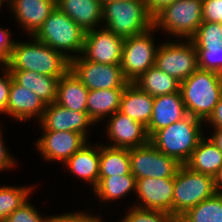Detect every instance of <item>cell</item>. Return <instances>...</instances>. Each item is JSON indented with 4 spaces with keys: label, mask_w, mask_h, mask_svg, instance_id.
<instances>
[{
    "label": "cell",
    "mask_w": 222,
    "mask_h": 222,
    "mask_svg": "<svg viewBox=\"0 0 222 222\" xmlns=\"http://www.w3.org/2000/svg\"><path fill=\"white\" fill-rule=\"evenodd\" d=\"M178 222H222V193H215L187 210Z\"/></svg>",
    "instance_id": "f546056e"
},
{
    "label": "cell",
    "mask_w": 222,
    "mask_h": 222,
    "mask_svg": "<svg viewBox=\"0 0 222 222\" xmlns=\"http://www.w3.org/2000/svg\"><path fill=\"white\" fill-rule=\"evenodd\" d=\"M203 136L185 163L191 170L214 177L222 165V152L210 140Z\"/></svg>",
    "instance_id": "484cf974"
},
{
    "label": "cell",
    "mask_w": 222,
    "mask_h": 222,
    "mask_svg": "<svg viewBox=\"0 0 222 222\" xmlns=\"http://www.w3.org/2000/svg\"><path fill=\"white\" fill-rule=\"evenodd\" d=\"M216 193H222V165L213 177Z\"/></svg>",
    "instance_id": "ee69618b"
},
{
    "label": "cell",
    "mask_w": 222,
    "mask_h": 222,
    "mask_svg": "<svg viewBox=\"0 0 222 222\" xmlns=\"http://www.w3.org/2000/svg\"><path fill=\"white\" fill-rule=\"evenodd\" d=\"M42 131H74L89 137L90 126L95 122L87 112L69 110L56 102L48 104L38 121Z\"/></svg>",
    "instance_id": "2e32d148"
},
{
    "label": "cell",
    "mask_w": 222,
    "mask_h": 222,
    "mask_svg": "<svg viewBox=\"0 0 222 222\" xmlns=\"http://www.w3.org/2000/svg\"><path fill=\"white\" fill-rule=\"evenodd\" d=\"M100 144L88 142L75 152L63 165L78 179L89 183L94 190L99 183Z\"/></svg>",
    "instance_id": "ffe728a7"
},
{
    "label": "cell",
    "mask_w": 222,
    "mask_h": 222,
    "mask_svg": "<svg viewBox=\"0 0 222 222\" xmlns=\"http://www.w3.org/2000/svg\"><path fill=\"white\" fill-rule=\"evenodd\" d=\"M13 80L34 92L46 105L56 102L59 78L26 70H9Z\"/></svg>",
    "instance_id": "cb8c5ba5"
},
{
    "label": "cell",
    "mask_w": 222,
    "mask_h": 222,
    "mask_svg": "<svg viewBox=\"0 0 222 222\" xmlns=\"http://www.w3.org/2000/svg\"><path fill=\"white\" fill-rule=\"evenodd\" d=\"M101 27L85 33L81 55L92 62L121 65L124 38Z\"/></svg>",
    "instance_id": "7c38bea8"
},
{
    "label": "cell",
    "mask_w": 222,
    "mask_h": 222,
    "mask_svg": "<svg viewBox=\"0 0 222 222\" xmlns=\"http://www.w3.org/2000/svg\"><path fill=\"white\" fill-rule=\"evenodd\" d=\"M3 3L4 1L7 2V6H10L15 0H2Z\"/></svg>",
    "instance_id": "f6af8a7d"
},
{
    "label": "cell",
    "mask_w": 222,
    "mask_h": 222,
    "mask_svg": "<svg viewBox=\"0 0 222 222\" xmlns=\"http://www.w3.org/2000/svg\"><path fill=\"white\" fill-rule=\"evenodd\" d=\"M106 134L110 144L107 146L115 148H135L150 142L146 126L135 121L120 111L108 117Z\"/></svg>",
    "instance_id": "9a60e30c"
},
{
    "label": "cell",
    "mask_w": 222,
    "mask_h": 222,
    "mask_svg": "<svg viewBox=\"0 0 222 222\" xmlns=\"http://www.w3.org/2000/svg\"><path fill=\"white\" fill-rule=\"evenodd\" d=\"M176 0H146L147 9L149 13L154 17L165 6L175 2Z\"/></svg>",
    "instance_id": "b9f144b4"
},
{
    "label": "cell",
    "mask_w": 222,
    "mask_h": 222,
    "mask_svg": "<svg viewBox=\"0 0 222 222\" xmlns=\"http://www.w3.org/2000/svg\"><path fill=\"white\" fill-rule=\"evenodd\" d=\"M1 125H0V171H7L13 168L16 164V160L14 157L12 158V154L9 153L8 149L6 148V144L3 141V133L1 130Z\"/></svg>",
    "instance_id": "ab89813d"
},
{
    "label": "cell",
    "mask_w": 222,
    "mask_h": 222,
    "mask_svg": "<svg viewBox=\"0 0 222 222\" xmlns=\"http://www.w3.org/2000/svg\"><path fill=\"white\" fill-rule=\"evenodd\" d=\"M88 141L82 134L74 131H42L35 147L45 161L65 163Z\"/></svg>",
    "instance_id": "4fadbf2b"
},
{
    "label": "cell",
    "mask_w": 222,
    "mask_h": 222,
    "mask_svg": "<svg viewBox=\"0 0 222 222\" xmlns=\"http://www.w3.org/2000/svg\"><path fill=\"white\" fill-rule=\"evenodd\" d=\"M56 7L85 32L96 29L102 24L103 3L101 0H56Z\"/></svg>",
    "instance_id": "44dd1931"
},
{
    "label": "cell",
    "mask_w": 222,
    "mask_h": 222,
    "mask_svg": "<svg viewBox=\"0 0 222 222\" xmlns=\"http://www.w3.org/2000/svg\"><path fill=\"white\" fill-rule=\"evenodd\" d=\"M15 40L11 38V31L0 27V67L9 62Z\"/></svg>",
    "instance_id": "f35d334b"
},
{
    "label": "cell",
    "mask_w": 222,
    "mask_h": 222,
    "mask_svg": "<svg viewBox=\"0 0 222 222\" xmlns=\"http://www.w3.org/2000/svg\"><path fill=\"white\" fill-rule=\"evenodd\" d=\"M212 129L214 130L212 132V135L210 136V140L222 152V128H212Z\"/></svg>",
    "instance_id": "7bdbcfd3"
},
{
    "label": "cell",
    "mask_w": 222,
    "mask_h": 222,
    "mask_svg": "<svg viewBox=\"0 0 222 222\" xmlns=\"http://www.w3.org/2000/svg\"><path fill=\"white\" fill-rule=\"evenodd\" d=\"M125 213L126 216L119 222H178V219L172 213L142 209L134 205Z\"/></svg>",
    "instance_id": "d6a6232c"
},
{
    "label": "cell",
    "mask_w": 222,
    "mask_h": 222,
    "mask_svg": "<svg viewBox=\"0 0 222 222\" xmlns=\"http://www.w3.org/2000/svg\"><path fill=\"white\" fill-rule=\"evenodd\" d=\"M190 40L196 49H221L222 23L203 21Z\"/></svg>",
    "instance_id": "1f68e13d"
},
{
    "label": "cell",
    "mask_w": 222,
    "mask_h": 222,
    "mask_svg": "<svg viewBox=\"0 0 222 222\" xmlns=\"http://www.w3.org/2000/svg\"><path fill=\"white\" fill-rule=\"evenodd\" d=\"M153 103L154 97L130 82L122 92L119 111L147 127L152 115Z\"/></svg>",
    "instance_id": "7402d4cb"
},
{
    "label": "cell",
    "mask_w": 222,
    "mask_h": 222,
    "mask_svg": "<svg viewBox=\"0 0 222 222\" xmlns=\"http://www.w3.org/2000/svg\"><path fill=\"white\" fill-rule=\"evenodd\" d=\"M88 91L69 70L58 81L56 103L69 110L87 112Z\"/></svg>",
    "instance_id": "603a6c76"
},
{
    "label": "cell",
    "mask_w": 222,
    "mask_h": 222,
    "mask_svg": "<svg viewBox=\"0 0 222 222\" xmlns=\"http://www.w3.org/2000/svg\"><path fill=\"white\" fill-rule=\"evenodd\" d=\"M215 193L213 177L193 171L182 164L174 177L173 215L178 219L187 210Z\"/></svg>",
    "instance_id": "52a82bcc"
},
{
    "label": "cell",
    "mask_w": 222,
    "mask_h": 222,
    "mask_svg": "<svg viewBox=\"0 0 222 222\" xmlns=\"http://www.w3.org/2000/svg\"><path fill=\"white\" fill-rule=\"evenodd\" d=\"M102 24L115 35L128 38L153 28V16L146 0H111L103 3Z\"/></svg>",
    "instance_id": "3957f363"
},
{
    "label": "cell",
    "mask_w": 222,
    "mask_h": 222,
    "mask_svg": "<svg viewBox=\"0 0 222 222\" xmlns=\"http://www.w3.org/2000/svg\"><path fill=\"white\" fill-rule=\"evenodd\" d=\"M202 22V0H176L153 17L155 29L182 40H190Z\"/></svg>",
    "instance_id": "8992f818"
},
{
    "label": "cell",
    "mask_w": 222,
    "mask_h": 222,
    "mask_svg": "<svg viewBox=\"0 0 222 222\" xmlns=\"http://www.w3.org/2000/svg\"><path fill=\"white\" fill-rule=\"evenodd\" d=\"M132 174L129 149L100 145L99 176Z\"/></svg>",
    "instance_id": "f1b7e54d"
},
{
    "label": "cell",
    "mask_w": 222,
    "mask_h": 222,
    "mask_svg": "<svg viewBox=\"0 0 222 222\" xmlns=\"http://www.w3.org/2000/svg\"><path fill=\"white\" fill-rule=\"evenodd\" d=\"M50 222H103L102 218L87 212H67L60 215H53Z\"/></svg>",
    "instance_id": "8d00e7d4"
},
{
    "label": "cell",
    "mask_w": 222,
    "mask_h": 222,
    "mask_svg": "<svg viewBox=\"0 0 222 222\" xmlns=\"http://www.w3.org/2000/svg\"><path fill=\"white\" fill-rule=\"evenodd\" d=\"M153 27L145 33L124 38L121 69L124 77L133 83L142 73L155 66L159 45H155Z\"/></svg>",
    "instance_id": "9c48e42d"
},
{
    "label": "cell",
    "mask_w": 222,
    "mask_h": 222,
    "mask_svg": "<svg viewBox=\"0 0 222 222\" xmlns=\"http://www.w3.org/2000/svg\"><path fill=\"white\" fill-rule=\"evenodd\" d=\"M202 122L200 119L187 115L182 120L158 130L150 138V143L162 153L185 164L204 136Z\"/></svg>",
    "instance_id": "277c9868"
},
{
    "label": "cell",
    "mask_w": 222,
    "mask_h": 222,
    "mask_svg": "<svg viewBox=\"0 0 222 222\" xmlns=\"http://www.w3.org/2000/svg\"><path fill=\"white\" fill-rule=\"evenodd\" d=\"M70 70L88 90L125 88L130 83L121 65L92 62L81 55L70 61Z\"/></svg>",
    "instance_id": "8fae6325"
},
{
    "label": "cell",
    "mask_w": 222,
    "mask_h": 222,
    "mask_svg": "<svg viewBox=\"0 0 222 222\" xmlns=\"http://www.w3.org/2000/svg\"><path fill=\"white\" fill-rule=\"evenodd\" d=\"M187 115L180 91L154 97L152 115L146 127L149 137L151 138L158 130L182 120Z\"/></svg>",
    "instance_id": "e0dca14e"
},
{
    "label": "cell",
    "mask_w": 222,
    "mask_h": 222,
    "mask_svg": "<svg viewBox=\"0 0 222 222\" xmlns=\"http://www.w3.org/2000/svg\"><path fill=\"white\" fill-rule=\"evenodd\" d=\"M205 123L210 124L212 128H222V96Z\"/></svg>",
    "instance_id": "60d3db41"
},
{
    "label": "cell",
    "mask_w": 222,
    "mask_h": 222,
    "mask_svg": "<svg viewBox=\"0 0 222 222\" xmlns=\"http://www.w3.org/2000/svg\"><path fill=\"white\" fill-rule=\"evenodd\" d=\"M33 187L0 186V221L4 222L9 214L19 208L32 195Z\"/></svg>",
    "instance_id": "4dcf8cb0"
},
{
    "label": "cell",
    "mask_w": 222,
    "mask_h": 222,
    "mask_svg": "<svg viewBox=\"0 0 222 222\" xmlns=\"http://www.w3.org/2000/svg\"><path fill=\"white\" fill-rule=\"evenodd\" d=\"M200 69L213 71L222 75V48L196 49Z\"/></svg>",
    "instance_id": "e575fe53"
},
{
    "label": "cell",
    "mask_w": 222,
    "mask_h": 222,
    "mask_svg": "<svg viewBox=\"0 0 222 222\" xmlns=\"http://www.w3.org/2000/svg\"><path fill=\"white\" fill-rule=\"evenodd\" d=\"M4 4H5V3H3L2 0H0V9H1L2 5H4Z\"/></svg>",
    "instance_id": "bcb514c9"
},
{
    "label": "cell",
    "mask_w": 222,
    "mask_h": 222,
    "mask_svg": "<svg viewBox=\"0 0 222 222\" xmlns=\"http://www.w3.org/2000/svg\"><path fill=\"white\" fill-rule=\"evenodd\" d=\"M155 66L181 83L199 68L195 45L191 40L159 44Z\"/></svg>",
    "instance_id": "ba28073f"
},
{
    "label": "cell",
    "mask_w": 222,
    "mask_h": 222,
    "mask_svg": "<svg viewBox=\"0 0 222 222\" xmlns=\"http://www.w3.org/2000/svg\"><path fill=\"white\" fill-rule=\"evenodd\" d=\"M56 8V0H15L8 9L28 36L34 35Z\"/></svg>",
    "instance_id": "ac0fdd59"
},
{
    "label": "cell",
    "mask_w": 222,
    "mask_h": 222,
    "mask_svg": "<svg viewBox=\"0 0 222 222\" xmlns=\"http://www.w3.org/2000/svg\"><path fill=\"white\" fill-rule=\"evenodd\" d=\"M202 19L222 23V0H202Z\"/></svg>",
    "instance_id": "d590c367"
},
{
    "label": "cell",
    "mask_w": 222,
    "mask_h": 222,
    "mask_svg": "<svg viewBox=\"0 0 222 222\" xmlns=\"http://www.w3.org/2000/svg\"><path fill=\"white\" fill-rule=\"evenodd\" d=\"M2 76H0V114L6 115V107L9 100L10 86L12 82V75L6 66H1Z\"/></svg>",
    "instance_id": "74e56055"
},
{
    "label": "cell",
    "mask_w": 222,
    "mask_h": 222,
    "mask_svg": "<svg viewBox=\"0 0 222 222\" xmlns=\"http://www.w3.org/2000/svg\"><path fill=\"white\" fill-rule=\"evenodd\" d=\"M123 90L124 88H112L88 91L87 113L95 125L119 111Z\"/></svg>",
    "instance_id": "d4e9b609"
},
{
    "label": "cell",
    "mask_w": 222,
    "mask_h": 222,
    "mask_svg": "<svg viewBox=\"0 0 222 222\" xmlns=\"http://www.w3.org/2000/svg\"><path fill=\"white\" fill-rule=\"evenodd\" d=\"M135 195L136 207L173 214L174 178L136 179Z\"/></svg>",
    "instance_id": "5bb4252c"
},
{
    "label": "cell",
    "mask_w": 222,
    "mask_h": 222,
    "mask_svg": "<svg viewBox=\"0 0 222 222\" xmlns=\"http://www.w3.org/2000/svg\"><path fill=\"white\" fill-rule=\"evenodd\" d=\"M46 106L34 92L17 84L12 79L6 115L17 119L18 122H26L30 118H36L39 121Z\"/></svg>",
    "instance_id": "d6986e66"
},
{
    "label": "cell",
    "mask_w": 222,
    "mask_h": 222,
    "mask_svg": "<svg viewBox=\"0 0 222 222\" xmlns=\"http://www.w3.org/2000/svg\"><path fill=\"white\" fill-rule=\"evenodd\" d=\"M28 42L15 41L9 62V70H26L38 74L58 77L70 70V60L62 53L41 43L33 35Z\"/></svg>",
    "instance_id": "6da1fadb"
},
{
    "label": "cell",
    "mask_w": 222,
    "mask_h": 222,
    "mask_svg": "<svg viewBox=\"0 0 222 222\" xmlns=\"http://www.w3.org/2000/svg\"><path fill=\"white\" fill-rule=\"evenodd\" d=\"M188 115L205 122L222 96V75L198 68L180 83Z\"/></svg>",
    "instance_id": "7a4b0ae2"
},
{
    "label": "cell",
    "mask_w": 222,
    "mask_h": 222,
    "mask_svg": "<svg viewBox=\"0 0 222 222\" xmlns=\"http://www.w3.org/2000/svg\"><path fill=\"white\" fill-rule=\"evenodd\" d=\"M131 173L136 179L174 178L181 167V163L174 157L159 151L150 142L146 145L130 148Z\"/></svg>",
    "instance_id": "30bf717a"
},
{
    "label": "cell",
    "mask_w": 222,
    "mask_h": 222,
    "mask_svg": "<svg viewBox=\"0 0 222 222\" xmlns=\"http://www.w3.org/2000/svg\"><path fill=\"white\" fill-rule=\"evenodd\" d=\"M107 1H111V0H101L102 3H105V2H107Z\"/></svg>",
    "instance_id": "7dc6e473"
},
{
    "label": "cell",
    "mask_w": 222,
    "mask_h": 222,
    "mask_svg": "<svg viewBox=\"0 0 222 222\" xmlns=\"http://www.w3.org/2000/svg\"><path fill=\"white\" fill-rule=\"evenodd\" d=\"M133 83L152 97L180 91V82L156 66L142 73Z\"/></svg>",
    "instance_id": "4316f807"
},
{
    "label": "cell",
    "mask_w": 222,
    "mask_h": 222,
    "mask_svg": "<svg viewBox=\"0 0 222 222\" xmlns=\"http://www.w3.org/2000/svg\"><path fill=\"white\" fill-rule=\"evenodd\" d=\"M93 191L100 203L119 200L129 192H136V178L133 174L99 176V183Z\"/></svg>",
    "instance_id": "83f0119b"
},
{
    "label": "cell",
    "mask_w": 222,
    "mask_h": 222,
    "mask_svg": "<svg viewBox=\"0 0 222 222\" xmlns=\"http://www.w3.org/2000/svg\"><path fill=\"white\" fill-rule=\"evenodd\" d=\"M50 216L43 217L28 200L9 214L4 222H50Z\"/></svg>",
    "instance_id": "836d02e7"
},
{
    "label": "cell",
    "mask_w": 222,
    "mask_h": 222,
    "mask_svg": "<svg viewBox=\"0 0 222 222\" xmlns=\"http://www.w3.org/2000/svg\"><path fill=\"white\" fill-rule=\"evenodd\" d=\"M85 33L68 15L56 7L33 36L71 61L81 55Z\"/></svg>",
    "instance_id": "5b68a950"
}]
</instances>
